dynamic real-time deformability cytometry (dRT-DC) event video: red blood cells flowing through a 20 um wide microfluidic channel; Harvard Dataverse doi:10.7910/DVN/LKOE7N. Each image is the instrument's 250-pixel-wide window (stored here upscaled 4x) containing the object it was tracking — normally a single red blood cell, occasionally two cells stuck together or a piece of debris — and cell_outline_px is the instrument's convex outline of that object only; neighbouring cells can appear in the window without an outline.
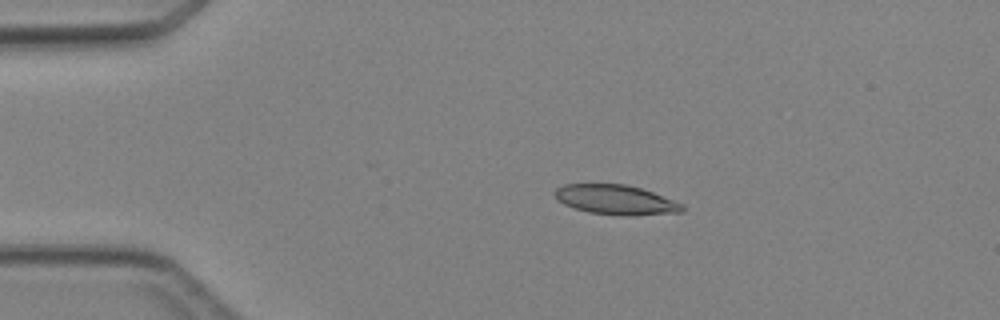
{"species": "Egyptian fruit bat (a non-hibernating species)", "species_latin": "Rousettus aegyptiacus", "temperature_condition": "cold", "stored_images_in_passage": 3, "camera_frame_rate_fps": 3000, "um_per_image_px": 0.085, "animal": {"sex": "female"}, "frame": {"image": 1, "passage_image": 1, "time_ms": 0.0, "image_size_px": [1000, 320], "cell_outline_px": [[684, 212], [588, 212], [564, 204], [556, 200], [552, 192], [556, 188], [564, 184], [624, 184], [640, 188], [652, 192], [684, 204]], "centroid_in_image_um": [52.22, 16.9], "position_along_channel_um": 32.8, "area_um2": 20.69}}
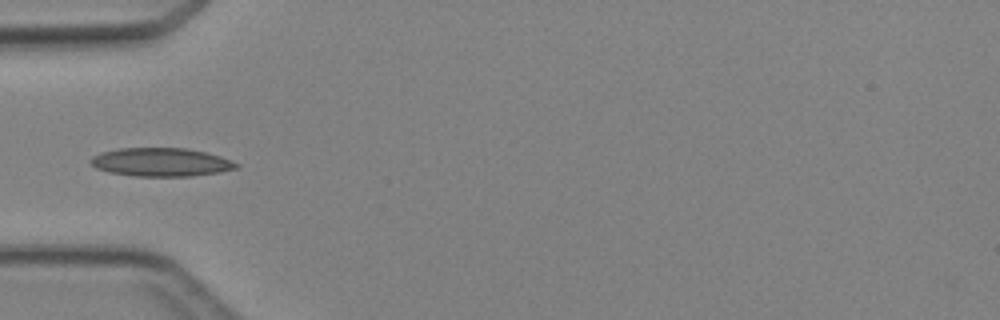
{"frame": {"image": 2, "passage_image": 3, "time_ms": 2.0, "image_size_px": [1000, 320], "cell_outline_px": [[240, 168], [220, 172], [192, 176], [136, 176], [108, 172], [96, 168], [88, 160], [92, 156], [100, 152], [120, 148], [188, 148], [220, 156], [240, 164]], "centroid_in_image_um": [13.69, 13.78], "position_along_channel_um": 71.3, "area_um2": 24.28}}